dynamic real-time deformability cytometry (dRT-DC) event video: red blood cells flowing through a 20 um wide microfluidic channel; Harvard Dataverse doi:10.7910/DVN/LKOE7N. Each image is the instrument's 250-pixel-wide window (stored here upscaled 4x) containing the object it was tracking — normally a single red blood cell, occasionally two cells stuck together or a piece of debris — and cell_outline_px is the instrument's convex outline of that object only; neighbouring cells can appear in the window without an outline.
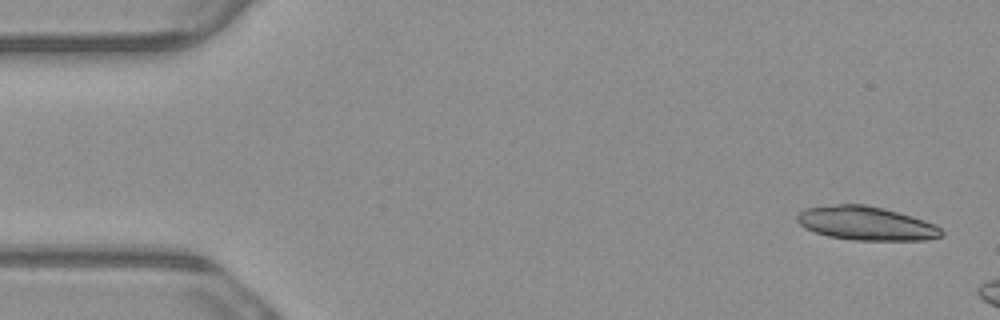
{"species": "common noctule bat (a hibernating species)", "species_latin": "Nyctalus noctula", "temperature_condition": "warm", "stored_images_in_passage": 3, "camera_frame_rate_fps": 3000, "um_per_image_px": 0.085, "animal": {"sex": "male", "body_mass_g": 23.1, "forearm_length_mm": 52.7}, "frame": {"image": 1, "passage_image": 1, "time_ms": 0.0, "image_size_px": [1000, 320], "cell_outline_px": [[944, 232], [940, 236], [924, 240], [852, 240], [828, 236], [804, 228], [796, 220], [796, 216], [804, 208], [836, 204], [864, 204], [912, 216], [936, 224]], "centroid_in_image_um": [73.59, 18.99], "position_along_channel_um": 11.4, "area_um2": 28.26}}